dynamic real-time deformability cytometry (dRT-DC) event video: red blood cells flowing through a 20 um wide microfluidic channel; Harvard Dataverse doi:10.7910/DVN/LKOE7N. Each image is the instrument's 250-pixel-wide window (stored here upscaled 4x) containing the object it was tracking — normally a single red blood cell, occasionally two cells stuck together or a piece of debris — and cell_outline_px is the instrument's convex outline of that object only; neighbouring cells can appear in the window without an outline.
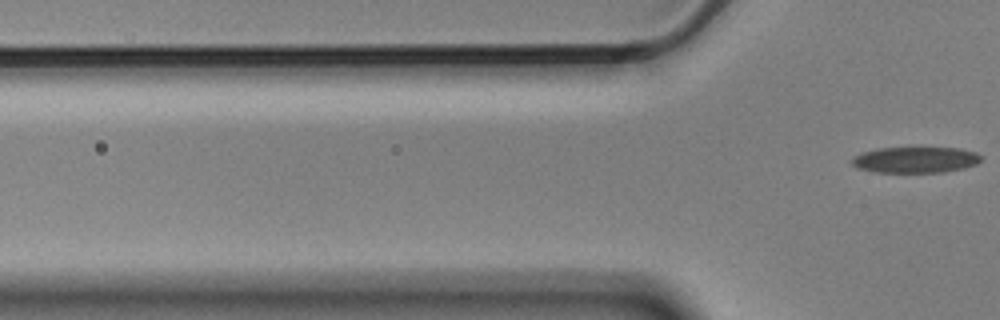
{"species": "Egyptian fruit bat (a non-hibernating species)", "species_latin": "Rousettus aegyptiacus", "temperature_condition": "cold", "stored_images_in_passage": 3, "camera_frame_rate_fps": 3000, "um_per_image_px": 0.085, "animal": {"sex": "male"}, "frame": {"image": 1, "passage_image": 3, "time_ms": 0.667, "image_size_px": [1000, 320], "cell_outline_px": [[980, 160], [976, 164], [964, 168], [944, 172], [872, 172], [856, 168], [852, 164], [852, 156], [860, 152], [876, 148], [960, 148], [976, 152], [980, 156]], "centroid_in_image_um": [77.75, 13.58], "position_along_channel_um": 48.1, "area_um2": 19.71}}